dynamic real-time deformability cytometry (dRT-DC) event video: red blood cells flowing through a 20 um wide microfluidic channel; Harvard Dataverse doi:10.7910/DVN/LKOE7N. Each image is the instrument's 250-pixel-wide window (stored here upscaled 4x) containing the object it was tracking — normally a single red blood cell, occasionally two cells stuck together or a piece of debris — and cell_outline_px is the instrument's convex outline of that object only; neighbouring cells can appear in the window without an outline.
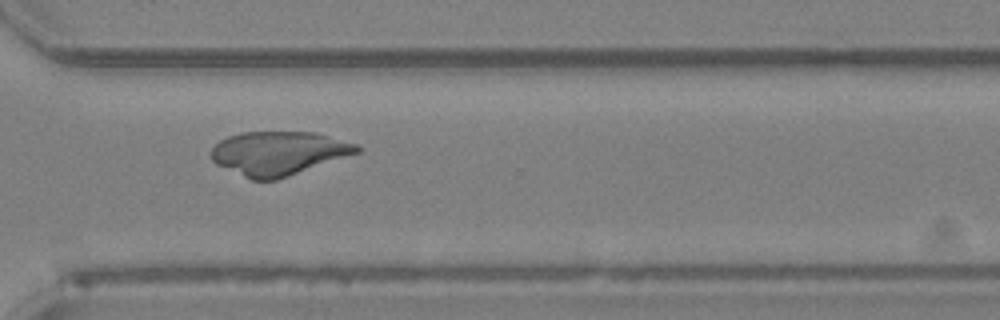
{"species": "Egyptian fruit bat (a non-hibernating species)", "species_latin": "Rousettus aegyptiacus", "temperature_condition": "room temperature", "stored_images_in_passage": 50, "camera_frame_rate_fps": 3000, "um_per_image_px": 0.085, "animal": {"sex": "female"}, "frame": {"image": 1, "passage_image": 37, "time_ms": 12.0, "image_size_px": [1000, 320], "cell_outline_px": [[360, 152], [276, 180], [252, 180], [216, 164], [212, 160], [208, 152], [220, 140], [228, 136], [240, 132], [316, 132], [356, 144], [360, 148]], "centroid_in_image_um": [23.64, 13.02], "position_along_channel_um": 347.0, "area_um2": 37.05}}
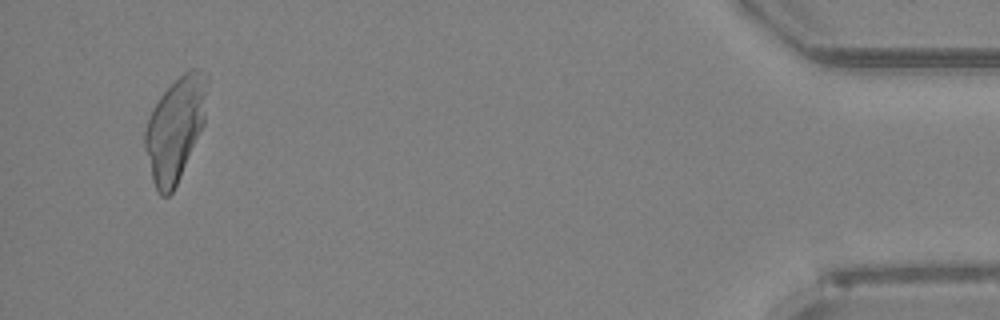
{"frame": {"image": 2, "passage_image": 48, "time_ms": 15.667, "image_size_px": [1000, 320], "cell_outline_px": [[208, 80], [204, 124], [180, 176], [172, 192], [168, 196], [160, 196], [152, 180], [144, 144], [144, 132], [148, 116], [152, 108], [160, 96], [184, 72], [192, 68], [196, 68], [208, 72]], "centroid_in_image_um": [14.9, 10.91], "position_along_channel_um": 420.3, "area_um2": 37.4}}